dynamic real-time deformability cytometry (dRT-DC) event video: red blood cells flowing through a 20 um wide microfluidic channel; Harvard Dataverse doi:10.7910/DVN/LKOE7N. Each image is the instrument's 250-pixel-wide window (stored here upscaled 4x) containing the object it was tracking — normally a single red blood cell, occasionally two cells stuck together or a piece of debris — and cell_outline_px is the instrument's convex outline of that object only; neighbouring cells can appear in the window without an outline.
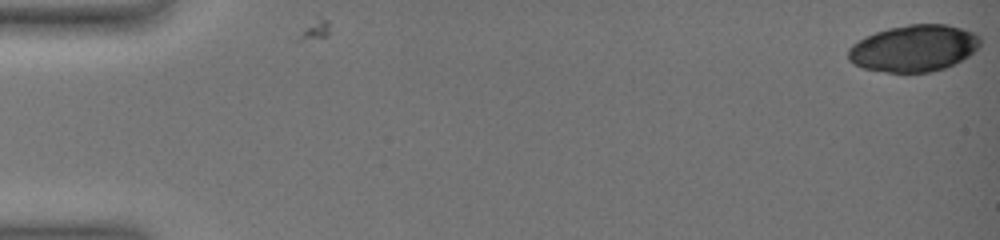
{"species": "common noctule bat (a hibernating species)", "species_latin": "Nyctalus noctula", "temperature_condition": "warm", "stored_images_in_passage": 7, "camera_frame_rate_fps": 3000, "um_per_image_px": 0.085, "animal": {"sex": "female", "body_mass_g": 19.0, "forearm_length_mm": 51.5}, "frame": {"image": 1, "passage_image": 1, "time_ms": 0.0, "image_size_px": [1000, 240], "cell_outline_px": [[980, 44], [968, 56], [944, 68], [928, 72], [888, 72], [864, 68], [852, 64], [848, 60], [848, 48], [852, 44], [864, 36], [888, 28], [908, 24], [948, 24], [976, 32], [980, 36]], "centroid_in_image_um": [77.65, 4.08], "position_along_channel_um": 7.3, "area_um2": 35.95}}
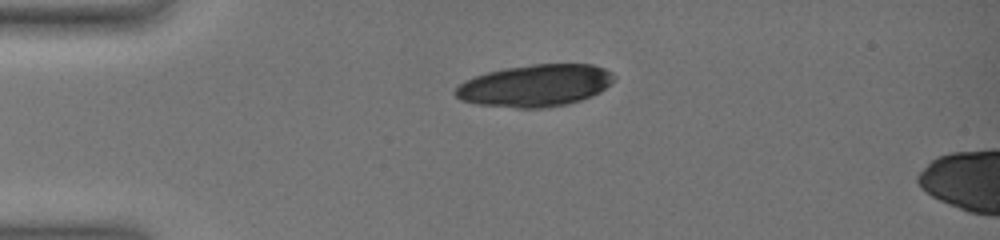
{"frame": {"image": 2, "passage_image": 5, "time_ms": 4.667, "image_size_px": [1000, 240], "cell_outline_px": [[616, 80], [600, 92], [592, 96], [568, 104], [544, 108], [516, 108], [476, 104], [460, 100], [452, 92], [464, 80], [488, 72], [508, 68], [532, 64], [592, 64], [604, 68], [612, 72], [616, 76]], "centroid_in_image_um": [45.52, 7.28], "position_along_channel_um": 39.5, "area_um2": 39.07}}